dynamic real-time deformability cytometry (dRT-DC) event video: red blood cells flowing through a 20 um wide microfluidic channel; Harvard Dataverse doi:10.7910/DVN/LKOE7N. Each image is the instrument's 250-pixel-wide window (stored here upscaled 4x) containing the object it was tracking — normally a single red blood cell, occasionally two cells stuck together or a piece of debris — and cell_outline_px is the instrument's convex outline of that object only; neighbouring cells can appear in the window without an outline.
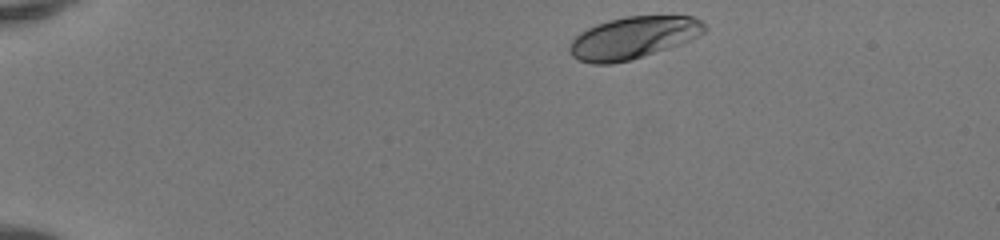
{"species": "human", "species_latin": "Homo sapiens", "temperature_condition": "room temperature", "stored_images_in_passage": 42, "camera_frame_rate_fps": 3000, "um_per_image_px": 0.085, "donor": {"sex": "female"}, "frame": {"image": 1, "passage_image": 1, "time_ms": 0.0, "image_size_px": [1000, 240], "cell_outline_px": [[708, 28], [704, 32], [680, 44], [668, 48], [628, 60], [612, 64], [592, 64], [580, 60], [572, 56], [568, 52], [568, 48], [572, 40], [580, 32], [596, 24], [608, 20], [624, 16], [692, 16], [700, 20]], "centroid_in_image_um": [53.78, 3.2], "position_along_channel_um": 31.2, "area_um2": 32.89}}
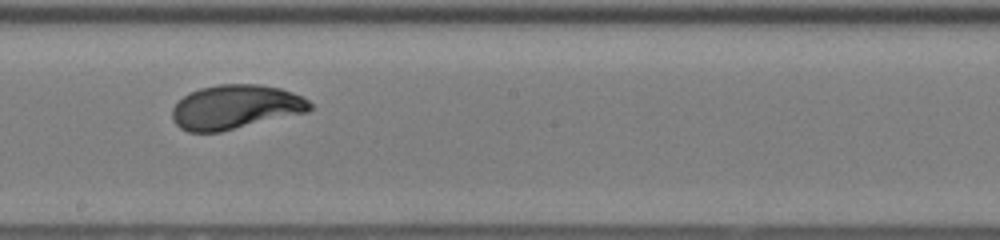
{"frame": {"image": 2, "passage_image": 22, "time_ms": 7.0, "image_size_px": [1000, 240], "cell_outline_px": [[312, 108], [308, 112], [220, 132], [188, 132], [180, 128], [172, 120], [172, 108], [184, 96], [200, 88], [220, 84], [260, 84], [280, 88], [292, 92], [308, 100], [312, 104]], "centroid_in_image_um": [20.02, 9.1], "position_along_channel_um": 228.2, "area_um2": 35.49}}
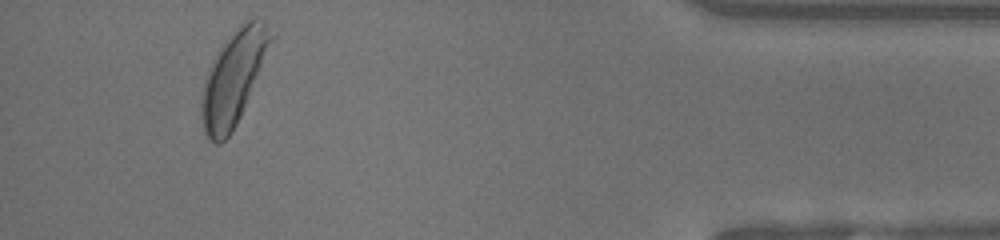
{"frame": {"image": 3, "passage_image": 39, "time_ms": 12.667, "image_size_px": [1000, 240], "cell_outline_px": [[276, 36], [240, 116], [232, 132], [220, 144], [216, 144], [208, 140], [204, 132], [200, 108], [200, 104], [204, 80], [208, 68], [216, 52], [224, 40], [244, 20], [252, 16], [256, 16], [264, 20], [276, 32]], "centroid_in_image_um": [19.87, 6.52], "position_along_channel_um": 415.3, "area_um2": 38.61}, "authors_computed_cell_mechanics": {"area_um2": 34.8823, "velocity_mm_per_s": 4.1207, "shape_relaxation_time_tau1_ms": 2.4381, "shape_relaxation_time_tau2_ms": null, "deformation_change_tau1": 0.155, "deformation_change_tau2": null}}